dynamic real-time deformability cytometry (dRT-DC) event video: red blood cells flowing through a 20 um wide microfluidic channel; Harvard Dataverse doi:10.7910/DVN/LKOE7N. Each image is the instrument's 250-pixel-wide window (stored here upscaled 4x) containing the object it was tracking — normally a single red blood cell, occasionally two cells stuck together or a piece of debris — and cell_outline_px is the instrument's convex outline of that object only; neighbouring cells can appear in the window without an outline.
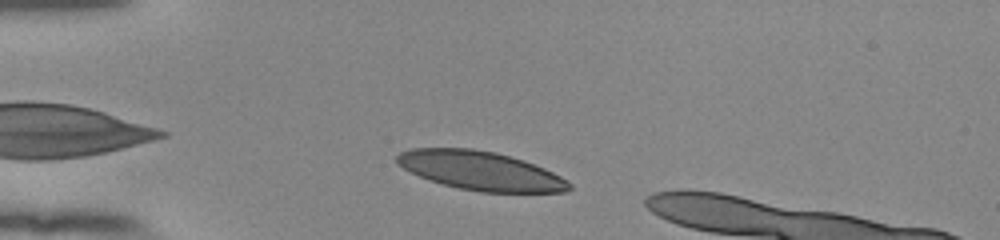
{"species": "human", "species_latin": "Homo sapiens", "temperature_condition": "room temperature", "stored_images_in_passage": 36, "camera_frame_rate_fps": 3000, "um_per_image_px": 0.085, "donor": {"sex": "female"}, "frame": {"image": 1, "passage_image": 4, "time_ms": 1.0, "image_size_px": [1000, 240], "cell_outline_px": [[572, 188], [564, 192], [480, 192], [460, 188], [444, 184], [420, 176], [396, 164], [396, 156], [400, 152], [412, 148], [472, 148], [496, 152], [524, 160], [544, 168], [568, 180], [572, 184]], "centroid_in_image_um": [40.86, 14.5], "position_along_channel_um": 44.1, "area_um2": 38.84}}
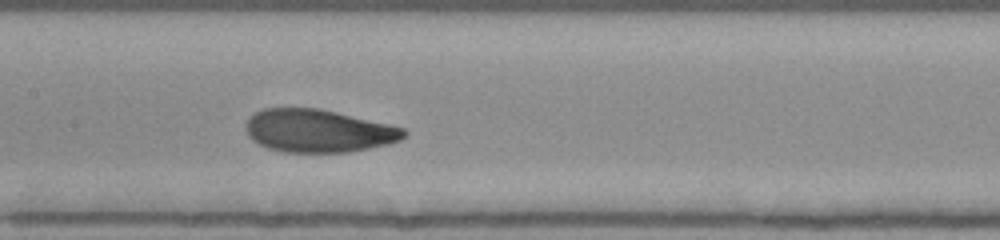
{"frame": {"image": 2, "passage_image": 17, "time_ms": 5.333, "image_size_px": [1000, 240], "cell_outline_px": [[408, 132], [400, 140], [388, 144], [348, 152], [284, 152], [268, 148], [252, 140], [248, 136], [244, 128], [248, 120], [256, 112], [264, 108], [320, 108], [388, 124], [404, 128]], "centroid_in_image_um": [27.04, 11.12], "position_along_channel_um": 180.4, "area_um2": 39.36}}
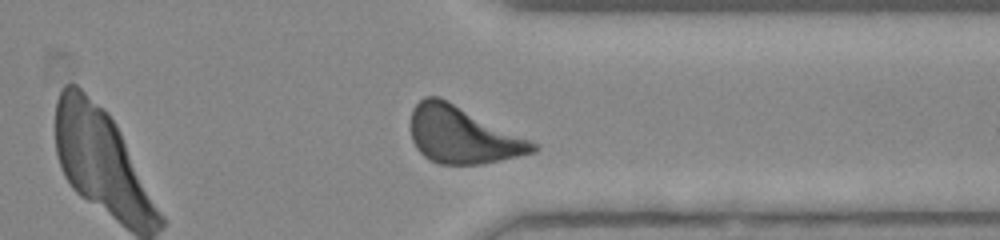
{"frame": {"image": 3, "passage_image": 32, "time_ms": 10.333, "image_size_px": [1000, 240], "cell_outline_px": [[540, 148], [536, 152], [500, 160], [480, 164], [440, 164], [424, 156], [416, 148], [412, 140], [412, 108], [424, 96], [440, 96], [540, 144]], "centroid_in_image_um": [39.35, 11.47], "position_along_channel_um": 372.0, "area_um2": 40.52}, "authors_computed_cell_mechanics": {"area_um2": 39.5063, "velocity_mm_per_s": 3.8472, "shape_relaxation_time_tau1_ms": 2.4193, "shape_relaxation_time_tau2_ms": 1.406, "deformation_change_tau1": 0.138, "deformation_change_tau2": 0.0669}}